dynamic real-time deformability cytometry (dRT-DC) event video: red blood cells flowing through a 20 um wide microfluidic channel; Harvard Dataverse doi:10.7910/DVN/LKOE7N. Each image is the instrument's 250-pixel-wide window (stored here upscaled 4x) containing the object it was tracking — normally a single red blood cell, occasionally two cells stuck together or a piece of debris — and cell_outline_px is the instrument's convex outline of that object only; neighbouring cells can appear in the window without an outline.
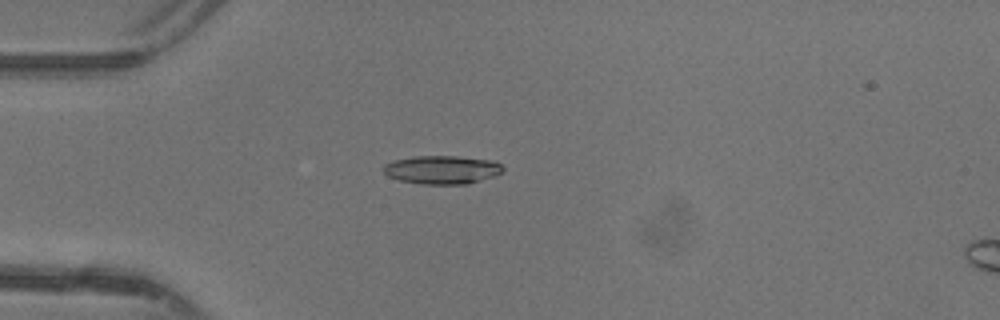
{"species": "common noctule bat (a hibernating species)", "species_latin": "Nyctalus noctula", "temperature_condition": "warm", "stored_images_in_passage": 37, "camera_frame_rate_fps": 3000, "um_per_image_px": 0.085, "animal": {"sex": "female"}, "frame": {"image": 1, "passage_image": 2, "time_ms": 0.333, "image_size_px": [1000, 320], "cell_outline_px": [[504, 168], [496, 176], [468, 184], [420, 184], [400, 180], [388, 176], [384, 172], [384, 164], [392, 160], [416, 156], [456, 156], [492, 160], [500, 164]], "centroid_in_image_um": [37.57, 14.43], "position_along_channel_um": 47.4, "area_um2": 19.83}}
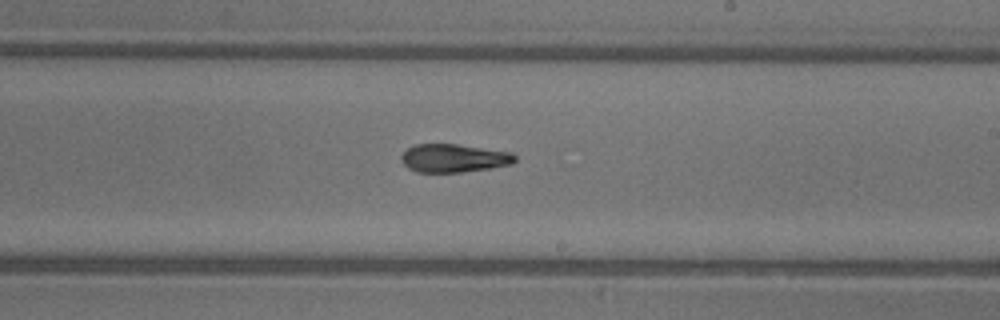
{"frame": {"image": 2, "passage_image": 17, "time_ms": 5.333, "image_size_px": [1000, 320], "cell_outline_px": [[516, 160], [512, 164], [492, 168], [464, 172], [416, 172], [408, 168], [400, 160], [400, 156], [408, 148], [416, 144], [456, 144], [512, 152], [516, 156]], "centroid_in_image_um": [38.58, 13.45], "position_along_channel_um": 250.4, "area_um2": 18.84}}
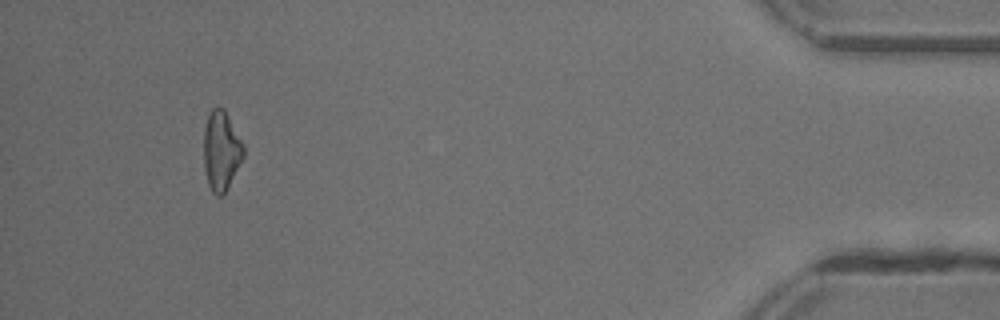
{"frame": {"image": 3, "passage_image": 33, "time_ms": 10.667, "image_size_px": [1000, 320], "cell_outline_px": [[244, 156], [224, 196], [216, 196], [212, 192], [208, 184], [204, 168], [204, 128], [208, 116], [212, 108], [224, 108], [244, 144]], "centroid_in_image_um": [18.81, 12.84], "position_along_channel_um": 416.4, "area_um2": 18.55}, "authors_computed_cell_mechanics": {"area_um2": 19.0162, "velocity_mm_per_s": 4.4201, "shape_relaxation_time_tau1_ms": 3.5658, "shape_relaxation_time_tau2_ms": 3.2222, "deformation_change_tau1": 0.1564, "deformation_change_tau2": 0.1067}}